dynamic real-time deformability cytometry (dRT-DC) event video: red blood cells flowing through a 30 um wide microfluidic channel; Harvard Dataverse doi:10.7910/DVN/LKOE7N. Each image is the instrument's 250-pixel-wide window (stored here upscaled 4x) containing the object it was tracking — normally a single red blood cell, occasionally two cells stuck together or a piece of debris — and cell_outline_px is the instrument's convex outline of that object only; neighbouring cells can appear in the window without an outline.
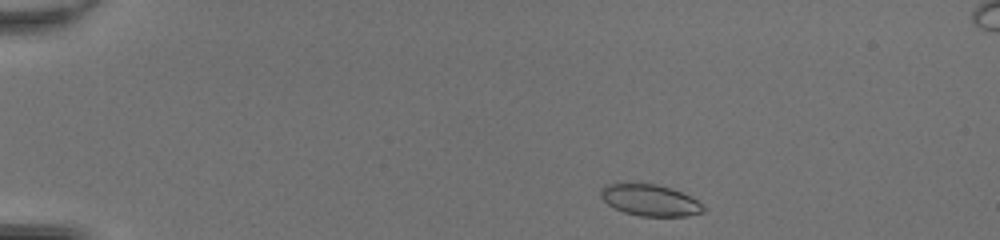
{"species": "common noctule bat (a hibernating species)", "species_latin": "Nyctalus noctula", "temperature_condition": "room temperature", "stored_images_in_passage": 42, "camera_frame_rate_fps": 3000, "um_per_image_px": 0.085, "animal": {"sex": "female", "body_mass_g": 20.0, "forearm_length_mm": 54.0}, "frame": {"image": 1, "passage_image": 2, "time_ms": 0.333, "image_size_px": [1000, 240], "cell_outline_px": [[704, 212], [688, 216], [640, 216], [624, 212], [608, 204], [600, 196], [600, 188], [604, 184], [628, 180], [656, 184], [672, 188], [704, 204]], "centroid_in_image_um": [55.19, 16.96], "position_along_channel_um": 29.8, "area_um2": 19.42}}
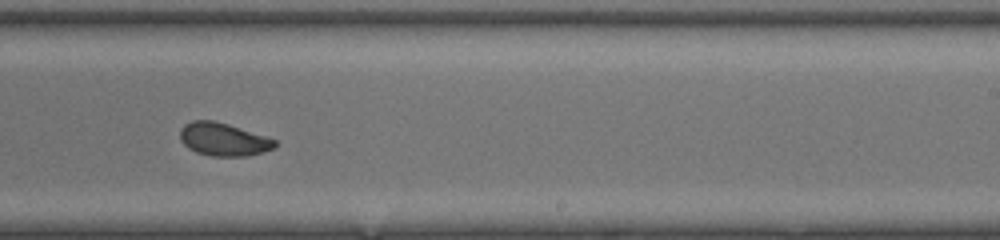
{"frame": {"image": 2, "passage_image": 25, "time_ms": 8.0, "image_size_px": [1000, 240], "cell_outline_px": [[276, 148], [248, 156], [212, 156], [196, 152], [188, 148], [180, 140], [180, 128], [184, 124], [192, 120], [212, 120], [228, 124], [276, 140]], "centroid_in_image_um": [18.96, 11.85], "position_along_channel_um": 270.0, "area_um2": 18.21}}
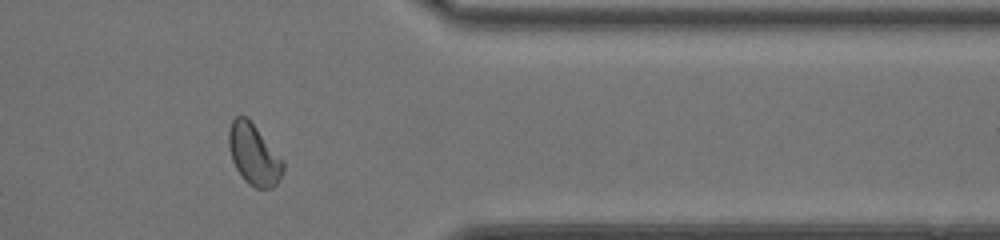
{"frame": {"image": 3, "passage_image": 34, "time_ms": 11.0, "image_size_px": [1000, 240], "cell_outline_px": [[284, 172], [276, 184], [272, 188], [256, 188], [248, 184], [244, 180], [236, 168], [232, 160], [228, 144], [228, 132], [232, 120], [236, 116], [248, 116], [284, 160]], "centroid_in_image_um": [21.59, 13.12], "position_along_channel_um": 389.8, "area_um2": 19.59}, "authors_computed_cell_mechanics": {"area_um2": 19.1896, "velocity_mm_per_s": 4.3182, "shape_relaxation_time_tau1_ms": 3.912, "shape_relaxation_time_tau2_ms": 1.1758, "deformation_change_tau1": 0.1109, "deformation_change_tau2": 0.0602}}